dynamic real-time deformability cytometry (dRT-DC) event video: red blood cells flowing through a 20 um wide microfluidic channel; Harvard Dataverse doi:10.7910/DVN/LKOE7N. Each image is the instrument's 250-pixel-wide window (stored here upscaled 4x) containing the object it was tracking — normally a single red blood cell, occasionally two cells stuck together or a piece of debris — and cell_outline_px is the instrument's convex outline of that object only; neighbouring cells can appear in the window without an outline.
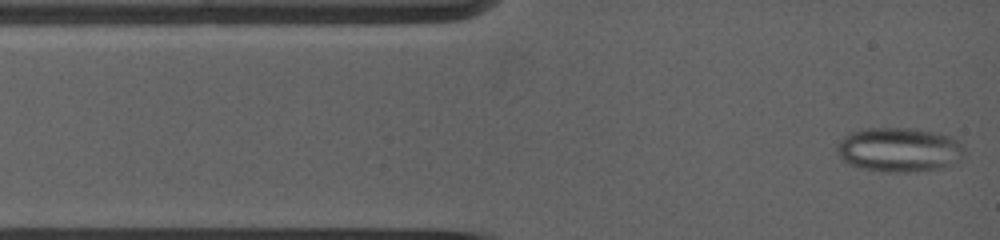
{"species": "common noctule bat (a hibernating species)", "species_latin": "Nyctalus noctula", "temperature_condition": "warm", "stored_images_in_passage": 8, "camera_frame_rate_fps": 5000, "um_per_image_px": 0.085, "animal": {"sex": "female", "body_mass_g": 19.0, "forearm_length_mm": 53.3}, "frame": {"image": 1, "passage_image": 1, "time_ms": 0.0, "image_size_px": [1000, 240], "cell_outline_px": [[964, 156], [960, 160], [952, 164], [940, 168], [904, 172], [896, 172], [864, 168], [852, 164], [844, 160], [840, 156], [836, 148], [840, 140], [844, 136], [852, 132], [868, 128], [916, 128], [952, 136], [964, 148]], "centroid_in_image_um": [76.47, 12.7], "position_along_channel_um": 8.5, "area_um2": 32.54}}
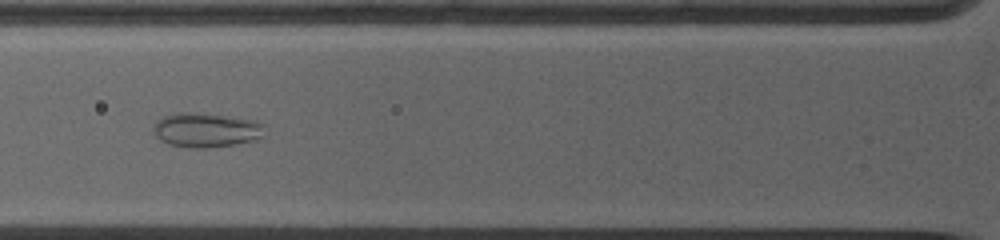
{"frame": {"image": 2, "passage_image": 7, "time_ms": 3.6, "image_size_px": [1000, 240], "cell_outline_px": [[264, 136], [256, 140], [236, 144], [204, 148], [192, 148], [168, 144], [160, 140], [156, 136], [152, 128], [156, 120], [164, 116], [180, 112], [204, 112], [256, 120], [264, 124]], "centroid_in_image_um": [17.54, 11.04], "position_along_channel_um": 108.3, "area_um2": 22.77}}
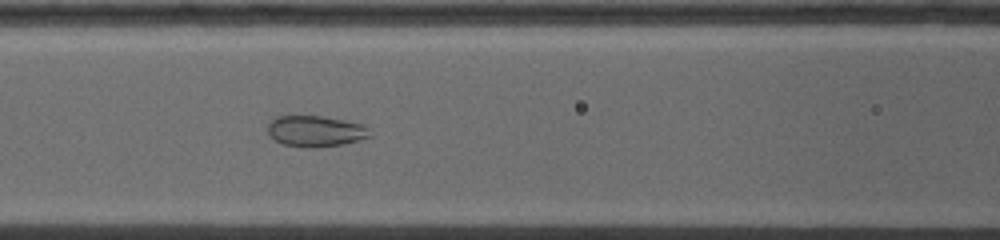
{"frame": {"image": 3, "passage_image": 8, "time_ms": 4.4, "image_size_px": [1000, 240], "cell_outline_px": [[372, 136], [360, 140], [340, 144], [316, 148], [308, 148], [284, 144], [268, 136], [268, 124], [276, 116], [324, 116], [364, 124], [368, 128]], "centroid_in_image_um": [26.83, 11.15], "position_along_channel_um": 139.8, "area_um2": 18.55}}